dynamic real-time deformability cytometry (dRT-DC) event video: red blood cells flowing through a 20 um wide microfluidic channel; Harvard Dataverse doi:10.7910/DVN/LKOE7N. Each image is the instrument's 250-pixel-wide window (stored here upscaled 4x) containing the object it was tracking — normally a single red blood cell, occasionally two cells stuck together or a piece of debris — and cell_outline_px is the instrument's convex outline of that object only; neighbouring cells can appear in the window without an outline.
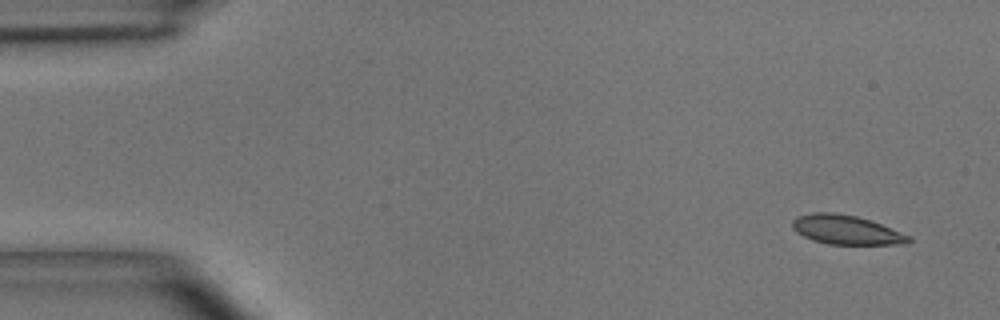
{"species": "common noctule bat (a hibernating species)", "species_latin": "Nyctalus noctula", "temperature_condition": "room temperature", "stored_images_in_passage": 5, "camera_frame_rate_fps": 3000, "um_per_image_px": 0.085, "animal": {"sex": "male", "body_mass_g": 15.6}, "frame": {"image": 1, "passage_image": 1, "time_ms": 0.0, "image_size_px": [1000, 320], "cell_outline_px": [[912, 240], [908, 244], [828, 244], [812, 240], [796, 232], [792, 228], [792, 220], [796, 216], [812, 212], [832, 212], [856, 216], [880, 224], [912, 236]], "centroid_in_image_um": [71.91, 19.53], "position_along_channel_um": 13.1, "area_um2": 19.83}}
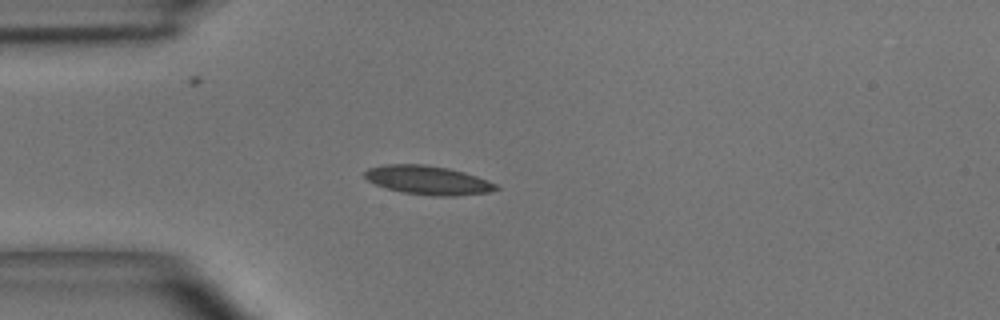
{"frame": {"image": 2, "passage_image": 4, "time_ms": 1.0, "image_size_px": [1000, 320], "cell_outline_px": [[500, 188], [488, 192], [456, 196], [432, 196], [404, 192], [388, 188], [376, 184], [368, 180], [364, 176], [364, 172], [368, 168], [384, 164], [424, 164], [448, 168], [464, 172], [488, 180], [496, 184]], "centroid_in_image_um": [36.38, 15.31], "position_along_channel_um": 48.6, "area_um2": 21.96}}